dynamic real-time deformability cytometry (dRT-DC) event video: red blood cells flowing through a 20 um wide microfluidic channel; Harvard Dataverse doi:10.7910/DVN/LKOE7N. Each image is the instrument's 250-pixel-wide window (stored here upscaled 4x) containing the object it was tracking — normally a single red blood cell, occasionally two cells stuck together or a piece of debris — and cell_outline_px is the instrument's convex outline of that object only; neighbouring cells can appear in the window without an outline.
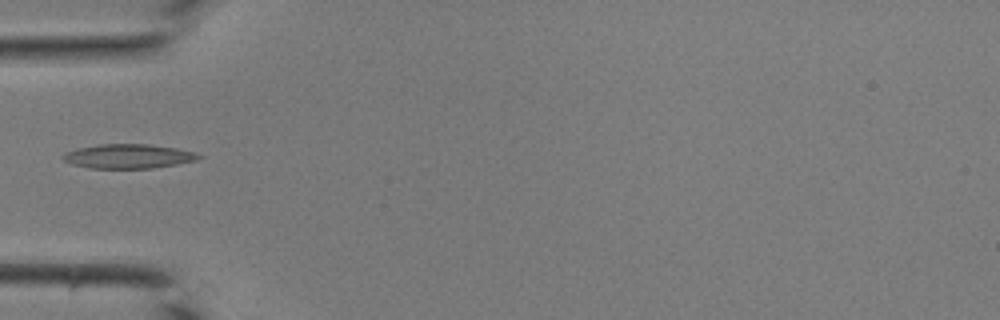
{"species": "common noctule bat (a hibernating species)", "species_latin": "Nyctalus noctula", "temperature_condition": "room temperature", "stored_images_in_passage": 19, "camera_frame_rate_fps": 3000, "um_per_image_px": 0.085, "animal": {"sex": "male", "body_mass_g": 19.0, "forearm_length_mm": 50.8}, "frame": {"image": 1, "passage_image": 1, "time_ms": 0.0, "image_size_px": [1000, 320], "cell_outline_px": [[204, 156], [196, 160], [176, 164], [152, 168], [88, 168], [72, 164], [64, 160], [60, 156], [64, 152], [80, 148], [100, 144], [148, 144], [176, 148], [192, 152]], "centroid_in_image_um": [10.88, 13.28], "position_along_channel_um": 74.1, "area_um2": 19.07}}
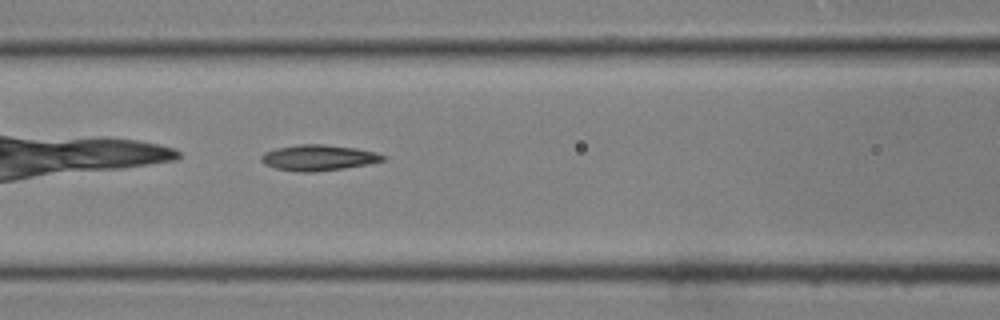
{"frame": {"image": 2, "passage_image": 5, "time_ms": 1.333, "image_size_px": [1000, 320], "cell_outline_px": [[388, 156], [384, 160], [368, 164], [344, 168], [312, 172], [296, 172], [276, 168], [260, 160], [260, 156], [264, 152], [276, 148], [300, 144], [324, 144], [356, 148], [376, 152]], "centroid_in_image_um": [27.09, 13.4], "position_along_channel_um": 139.5, "area_um2": 18.26}}
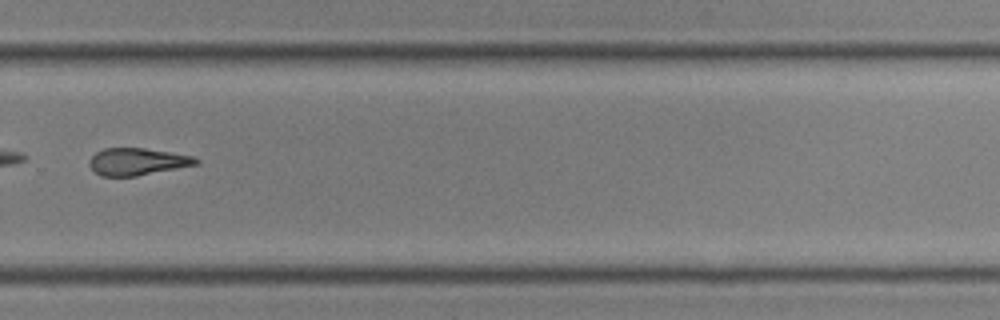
{"frame": {"image": 3, "passage_image": 16, "time_ms": 5.0, "image_size_px": [1000, 320], "cell_outline_px": [[200, 164], [136, 176], [100, 176], [88, 164], [88, 160], [96, 152], [104, 148], [144, 148], [192, 156], [200, 160]], "centroid_in_image_um": [11.66, 13.74], "position_along_channel_um": 318.1, "area_um2": 16.82}}